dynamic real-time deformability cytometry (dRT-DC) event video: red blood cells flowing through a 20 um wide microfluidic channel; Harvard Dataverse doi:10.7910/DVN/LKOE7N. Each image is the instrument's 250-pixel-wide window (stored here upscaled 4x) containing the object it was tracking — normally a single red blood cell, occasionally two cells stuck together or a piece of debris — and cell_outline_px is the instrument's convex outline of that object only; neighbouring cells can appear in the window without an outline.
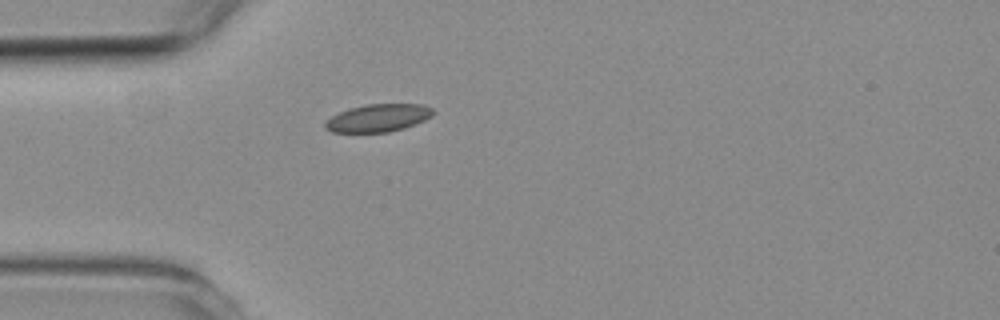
{"species": "common noctule bat (a hibernating species)", "species_latin": "Nyctalus noctula", "temperature_condition": "room temperature", "stored_images_in_passage": 1, "camera_frame_rate_fps": 3000, "um_per_image_px": 0.085, "animal": {"sex": "female", "body_mass_g": 19.3, "forearm_length_mm": 54.1}, "frame": {"image": 1, "passage_image": 1, "time_ms": 0.0, "image_size_px": [1000, 320], "cell_outline_px": [[432, 116], [424, 120], [404, 128], [388, 132], [332, 132], [324, 128], [324, 124], [332, 116], [348, 108], [364, 104], [424, 104], [432, 108]], "centroid_in_image_um": [32.13, 10.02], "position_along_channel_um": 52.9, "area_um2": 17.34}}